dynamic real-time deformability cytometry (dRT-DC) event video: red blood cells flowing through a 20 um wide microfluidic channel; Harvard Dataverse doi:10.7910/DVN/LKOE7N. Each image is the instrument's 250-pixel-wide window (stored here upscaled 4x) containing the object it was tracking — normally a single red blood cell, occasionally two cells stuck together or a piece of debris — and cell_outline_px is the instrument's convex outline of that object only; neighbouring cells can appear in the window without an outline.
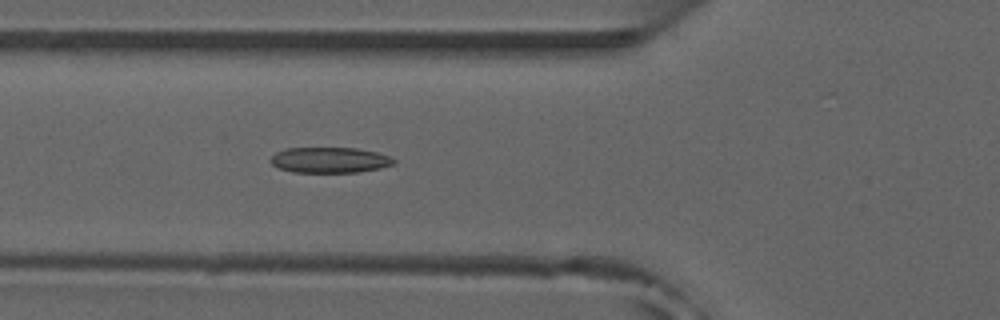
{"species": "common noctule bat (a hibernating species)", "species_latin": "Nyctalus noctula", "temperature_condition": "room temperature", "stored_images_in_passage": 43, "camera_frame_rate_fps": 3000, "um_per_image_px": 0.085, "animal": {"sex": "male", "forearm_length_mm": 52.5}, "frame": {"image": 1, "passage_image": 19, "time_ms": 6.0, "image_size_px": [1000, 320], "cell_outline_px": [[396, 164], [380, 168], [360, 172], [292, 172], [280, 168], [272, 164], [268, 160], [276, 152], [288, 148], [356, 148], [376, 152], [388, 156], [396, 160]], "centroid_in_image_um": [28.03, 13.6], "position_along_channel_um": 97.8, "area_um2": 18.38}}